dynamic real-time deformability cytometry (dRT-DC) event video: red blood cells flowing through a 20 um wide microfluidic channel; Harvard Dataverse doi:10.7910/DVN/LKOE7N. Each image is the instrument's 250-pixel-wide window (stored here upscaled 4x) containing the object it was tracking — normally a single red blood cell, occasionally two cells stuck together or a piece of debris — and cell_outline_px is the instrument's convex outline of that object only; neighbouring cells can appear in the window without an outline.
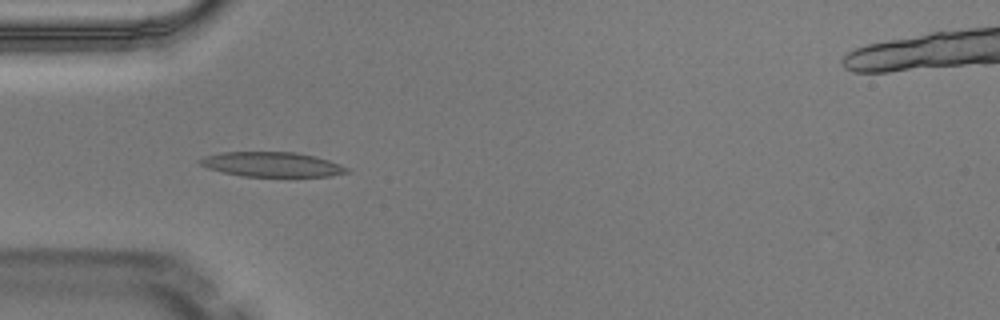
{"species": "Egyptian fruit bat (a non-hibernating species)", "species_latin": "Rousettus aegyptiacus", "temperature_condition": "warm", "stored_images_in_passage": 5, "camera_frame_rate_fps": 3000, "um_per_image_px": 0.085, "animal": {"sex": "male"}, "frame": {"image": 1, "passage_image": 2, "time_ms": 0.333, "image_size_px": [1000, 320], "cell_outline_px": [[352, 172], [332, 176], [244, 176], [224, 172], [208, 168], [200, 164], [196, 160], [204, 156], [224, 152], [296, 152], [316, 156], [340, 164], [348, 168]], "centroid_in_image_um": [23.15, 13.97], "position_along_channel_um": 61.9, "area_um2": 21.15}}
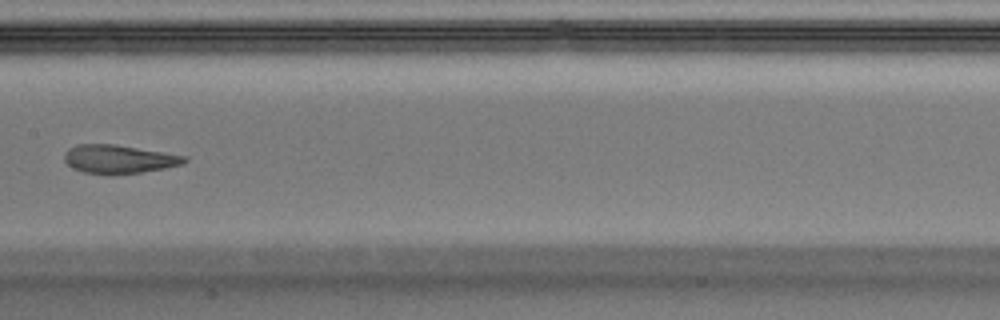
{"frame": {"image": 2, "passage_image": 5, "time_ms": 1.333, "image_size_px": [1000, 320], "cell_outline_px": [[188, 160], [184, 164], [164, 168], [140, 172], [108, 176], [84, 172], [72, 168], [64, 160], [64, 152], [68, 148], [76, 144], [116, 144], [188, 156]], "centroid_in_image_um": [10.09, 13.53], "position_along_channel_um": 197.3, "area_um2": 20.35}}